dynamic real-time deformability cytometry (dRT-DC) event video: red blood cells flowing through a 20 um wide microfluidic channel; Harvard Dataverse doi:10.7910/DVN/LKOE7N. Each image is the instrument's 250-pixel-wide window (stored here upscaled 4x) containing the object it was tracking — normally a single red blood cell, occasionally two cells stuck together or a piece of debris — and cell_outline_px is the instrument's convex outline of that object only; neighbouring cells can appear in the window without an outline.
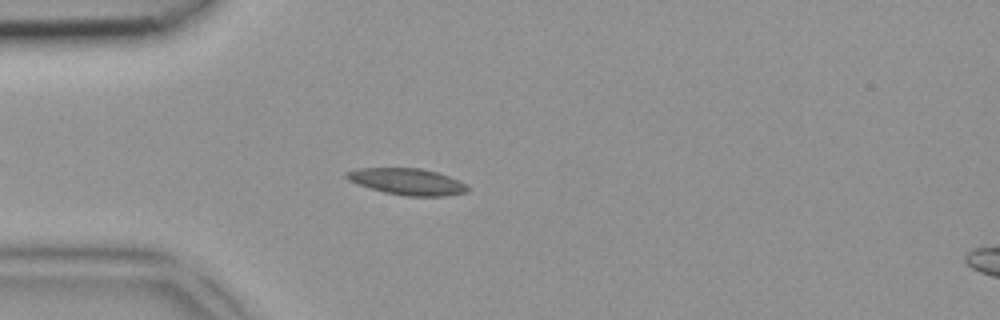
{"species": "common noctule bat (a hibernating species)", "species_latin": "Nyctalus noctula", "temperature_condition": "room temperature", "stored_images_in_passage": 3, "camera_frame_rate_fps": 3000, "um_per_image_px": 0.085, "animal": {"sex": "female", "body_mass_g": 18.4}, "frame": {"image": 1, "passage_image": 3, "time_ms": 0.667, "image_size_px": [1000, 320], "cell_outline_px": [[468, 192], [444, 196], [404, 196], [384, 192], [356, 184], [348, 180], [344, 176], [344, 172], [360, 168], [420, 168], [436, 172], [460, 180], [468, 184]], "centroid_in_image_um": [34.61, 15.44], "position_along_channel_um": 50.4, "area_um2": 18.84}}